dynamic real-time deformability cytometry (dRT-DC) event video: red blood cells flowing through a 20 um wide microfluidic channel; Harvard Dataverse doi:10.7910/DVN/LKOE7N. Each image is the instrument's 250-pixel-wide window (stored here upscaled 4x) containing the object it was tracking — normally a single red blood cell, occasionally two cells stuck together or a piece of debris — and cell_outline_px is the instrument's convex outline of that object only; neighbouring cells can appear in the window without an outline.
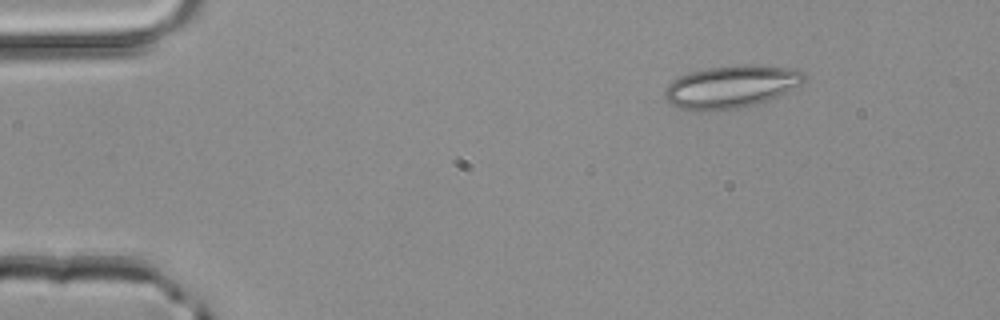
{"species": "common noctule bat (a hibernating species)", "species_latin": "Nyctalus noctula", "temperature_condition": "room temperature", "stored_images_in_passage": 3, "camera_frame_rate_fps": 3000, "um_per_image_px": 0.085, "animal": {"sex": "male", "body_mass_g": 20.4}, "frame": {"image": 1, "passage_image": 1, "time_ms": 0.0, "image_size_px": [1000, 320], "cell_outline_px": [[804, 80], [800, 84], [768, 100], [756, 104], [740, 108], [712, 112], [692, 112], [680, 108], [672, 104], [664, 96], [664, 92], [668, 84], [672, 80], [680, 76], [692, 72], [708, 68], [740, 64], [752, 64], [796, 68], [804, 72]], "centroid_in_image_um": [62.12, 7.38], "position_along_channel_um": 22.9, "area_um2": 34.85}}